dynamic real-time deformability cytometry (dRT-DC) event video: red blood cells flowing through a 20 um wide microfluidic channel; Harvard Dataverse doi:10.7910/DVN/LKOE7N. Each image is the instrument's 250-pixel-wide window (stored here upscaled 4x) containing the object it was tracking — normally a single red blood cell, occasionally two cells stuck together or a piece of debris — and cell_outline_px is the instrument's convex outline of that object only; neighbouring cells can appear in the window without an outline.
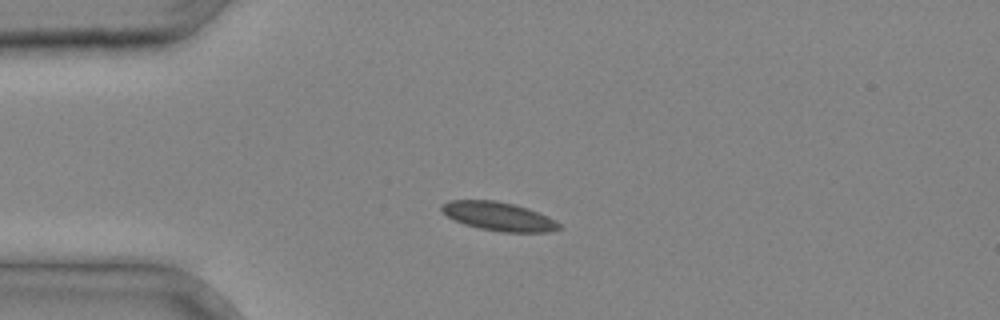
{"species": "common noctule bat (a hibernating species)", "species_latin": "Nyctalus noctula", "temperature_condition": "cold", "stored_images_in_passage": 33, "camera_frame_rate_fps": 3000, "um_per_image_px": 0.085, "animal": {"sex": "male", "body_mass_g": 20.4}, "frame": {"image": 1, "passage_image": 8, "time_ms": 2.333, "image_size_px": [1000, 320], "cell_outline_px": [[560, 228], [552, 232], [504, 232], [480, 228], [464, 224], [448, 216], [440, 208], [448, 200], [496, 200], [516, 204], [528, 208], [548, 216], [556, 220], [560, 224]], "centroid_in_image_um": [42.43, 18.38], "position_along_channel_um": 42.6, "area_um2": 19.59}}
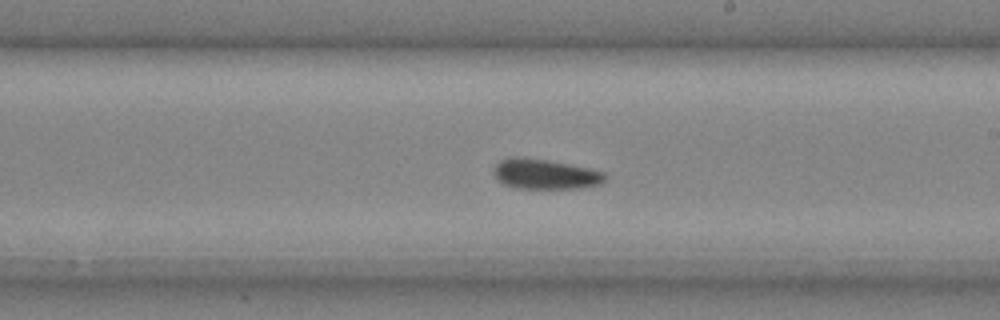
{"frame": {"image": 2, "passage_image": 21, "time_ms": 6.667, "image_size_px": [1000, 320], "cell_outline_px": [[604, 180], [600, 184], [576, 188], [516, 188], [504, 184], [492, 172], [492, 168], [500, 160], [512, 156], [524, 156], [568, 164], [588, 168], [604, 172]], "centroid_in_image_um": [46.27, 14.78], "position_along_channel_um": 242.7, "area_um2": 19.36}}
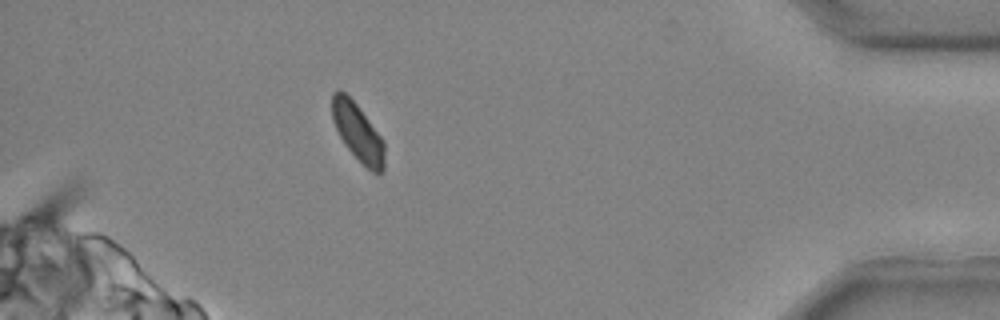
{"frame": {"image": 3, "passage_image": 33, "time_ms": 10.667, "image_size_px": [1000, 320], "cell_outline_px": [[384, 168], [380, 172], [372, 172], [344, 144], [332, 120], [332, 92], [344, 92], [356, 104], [384, 140]], "centroid_in_image_um": [30.41, 11.24], "position_along_channel_um": 404.8, "area_um2": 17.11}}